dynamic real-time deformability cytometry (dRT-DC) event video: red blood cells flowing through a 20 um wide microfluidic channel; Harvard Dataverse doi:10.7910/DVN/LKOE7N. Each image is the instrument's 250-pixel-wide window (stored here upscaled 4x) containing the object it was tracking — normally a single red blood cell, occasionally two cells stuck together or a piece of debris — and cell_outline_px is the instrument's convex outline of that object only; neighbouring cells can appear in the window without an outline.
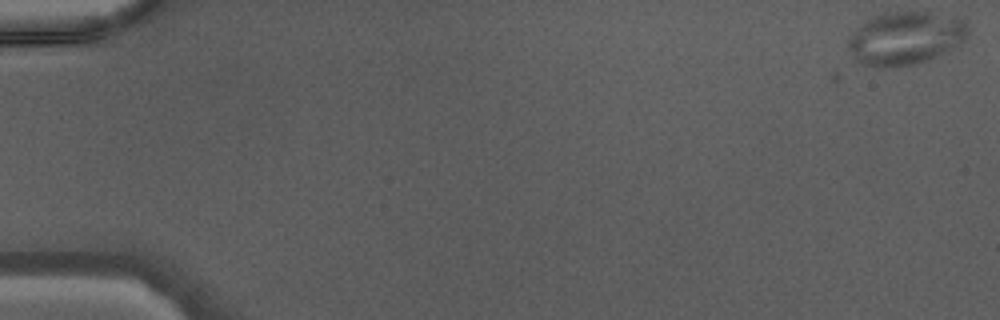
{"species": "Egyptian fruit bat (a non-hibernating species)", "species_latin": "Rousettus aegyptiacus", "temperature_condition": "warm", "stored_images_in_passage": 46, "camera_frame_rate_fps": 3000, "um_per_image_px": 0.085, "animal": {"sex": "male"}, "frame": {"image": 1, "passage_image": 1, "time_ms": 0.0, "image_size_px": [1000, 320], "cell_outline_px": [[968, 36], [964, 40], [952, 48], [928, 60], [916, 64], [884, 68], [876, 68], [864, 64], [856, 60], [848, 48], [848, 36], [856, 28], [872, 16], [888, 12], [928, 12], [968, 20]], "centroid_in_image_um": [76.94, 3.25], "position_along_channel_um": 8.1, "area_um2": 37.17}}
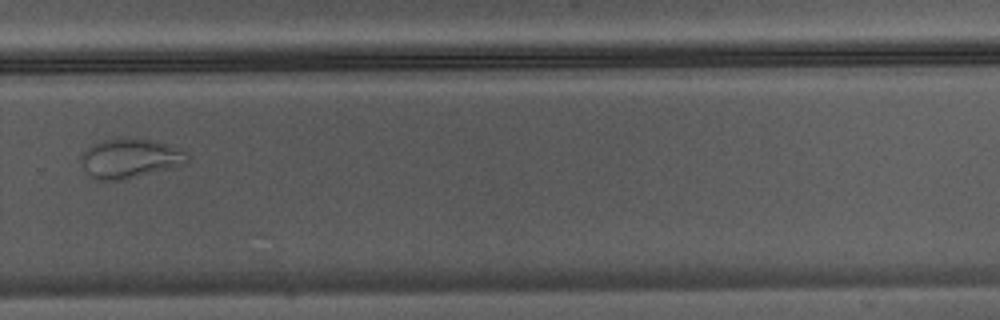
{"frame": {"image": 2, "passage_image": 33, "time_ms": 10.667, "image_size_px": [1000, 320], "cell_outline_px": [[188, 164], [172, 168], [120, 180], [92, 180], [88, 176], [80, 164], [80, 156], [92, 144], [100, 140], [152, 140], [164, 144], [184, 152], [188, 156]], "centroid_in_image_um": [10.98, 13.51], "position_along_channel_um": 318.8, "area_um2": 23.99}}
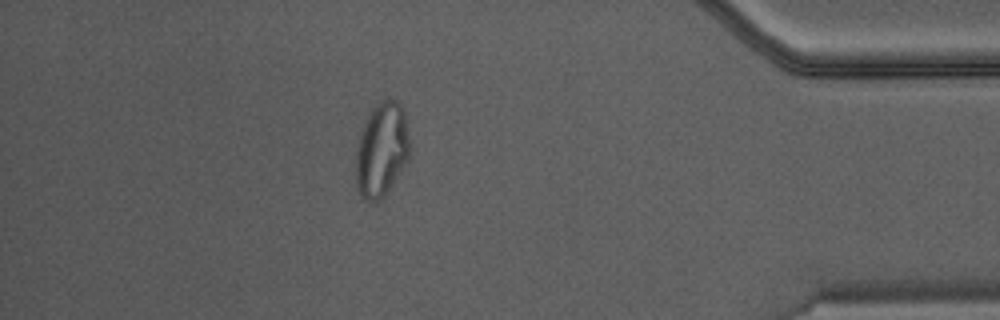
{"frame": {"image": 3, "passage_image": 41, "time_ms": 13.333, "image_size_px": [1000, 320], "cell_outline_px": [[408, 160], [384, 196], [380, 200], [372, 204], [364, 200], [356, 184], [356, 148], [360, 132], [364, 120], [372, 108], [384, 100], [396, 100], [400, 104], [404, 112], [408, 136]], "centroid_in_image_um": [32.4, 12.75], "position_along_channel_um": 402.8, "area_um2": 29.42}}